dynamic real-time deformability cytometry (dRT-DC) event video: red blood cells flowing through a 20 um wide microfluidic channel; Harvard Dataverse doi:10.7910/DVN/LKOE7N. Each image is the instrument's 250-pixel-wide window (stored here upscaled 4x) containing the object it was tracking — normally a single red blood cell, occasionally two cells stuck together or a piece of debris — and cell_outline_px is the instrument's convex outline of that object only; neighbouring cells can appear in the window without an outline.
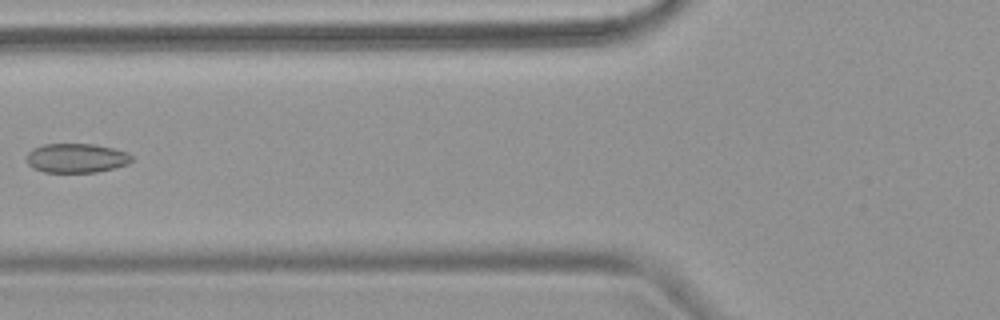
{"species": "common noctule bat (a hibernating species)", "species_latin": "Nyctalus noctula", "temperature_condition": "warm", "stored_images_in_passage": 7, "camera_frame_rate_fps": 3000, "um_per_image_px": 0.085, "animal": {"sex": "female", "body_mass_g": 18.4}, "frame": {"image": 1, "passage_image": 7, "time_ms": 8.333, "image_size_px": [1000, 320], "cell_outline_px": [[132, 160], [128, 164], [96, 172], [44, 172], [32, 168], [28, 164], [28, 152], [32, 148], [44, 144], [92, 144], [112, 148], [128, 152], [132, 156]], "centroid_in_image_um": [6.48, 13.43], "position_along_channel_um": 119.3, "area_um2": 17.86}}